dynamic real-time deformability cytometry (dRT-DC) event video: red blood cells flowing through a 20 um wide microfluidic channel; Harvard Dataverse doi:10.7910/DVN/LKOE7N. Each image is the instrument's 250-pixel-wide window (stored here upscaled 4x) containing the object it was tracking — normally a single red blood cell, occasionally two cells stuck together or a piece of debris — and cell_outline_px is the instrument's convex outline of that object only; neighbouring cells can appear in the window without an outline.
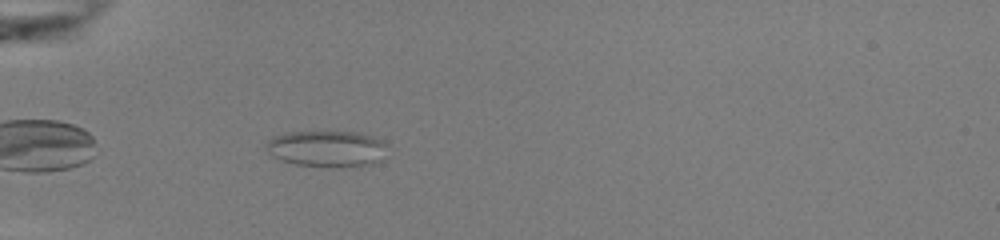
{"species": "common noctule bat (a hibernating species)", "species_latin": "Nyctalus noctula", "temperature_condition": "room temperature", "stored_images_in_passage": 38, "camera_frame_rate_fps": 3000, "um_per_image_px": 0.085, "animal": {"sex": "female", "body_mass_g": 22.0, "forearm_length_mm": 56.7}, "frame": {"image": 1, "passage_image": 2, "time_ms": 0.333, "image_size_px": [1000, 240], "cell_outline_px": [[388, 144], [380, 160], [372, 164], [340, 168], [296, 164], [280, 160], [272, 156], [264, 148], [268, 140], [272, 136], [284, 132], [356, 132], [376, 136]], "centroid_in_image_um": [27.77, 12.64], "position_along_channel_um": 57.2, "area_um2": 26.01}}
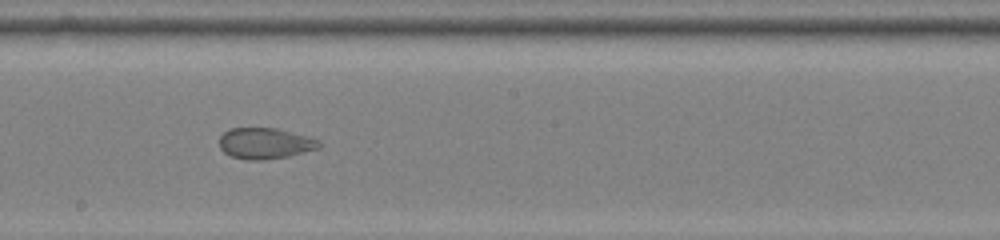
{"frame": {"image": 2, "passage_image": 16, "time_ms": 5.0, "image_size_px": [1000, 240], "cell_outline_px": [[320, 148], [288, 156], [264, 160], [244, 160], [232, 156], [224, 152], [220, 148], [220, 136], [228, 128], [276, 128], [308, 136], [320, 140]], "centroid_in_image_um": [22.53, 12.18], "position_along_channel_um": 225.7, "area_um2": 18.09}}
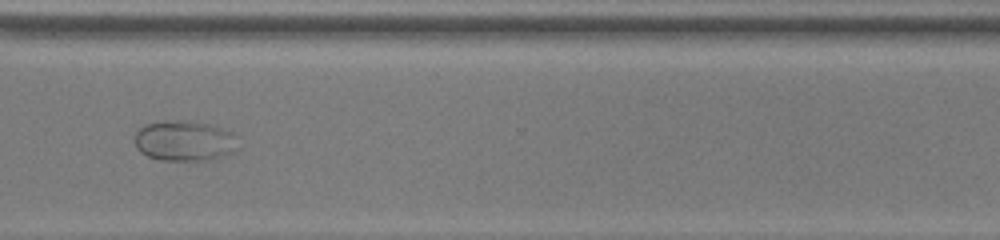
{"frame": {"image": 3, "passage_image": 26, "time_ms": 8.333, "image_size_px": [1000, 240], "cell_outline_px": [[240, 148], [224, 156], [208, 160], [160, 160], [148, 156], [140, 152], [136, 148], [136, 132], [144, 124], [164, 120], [180, 120], [208, 124], [232, 132], [236, 136]], "centroid_in_image_um": [15.7, 11.97], "position_along_channel_um": 354.9, "area_um2": 24.51}}